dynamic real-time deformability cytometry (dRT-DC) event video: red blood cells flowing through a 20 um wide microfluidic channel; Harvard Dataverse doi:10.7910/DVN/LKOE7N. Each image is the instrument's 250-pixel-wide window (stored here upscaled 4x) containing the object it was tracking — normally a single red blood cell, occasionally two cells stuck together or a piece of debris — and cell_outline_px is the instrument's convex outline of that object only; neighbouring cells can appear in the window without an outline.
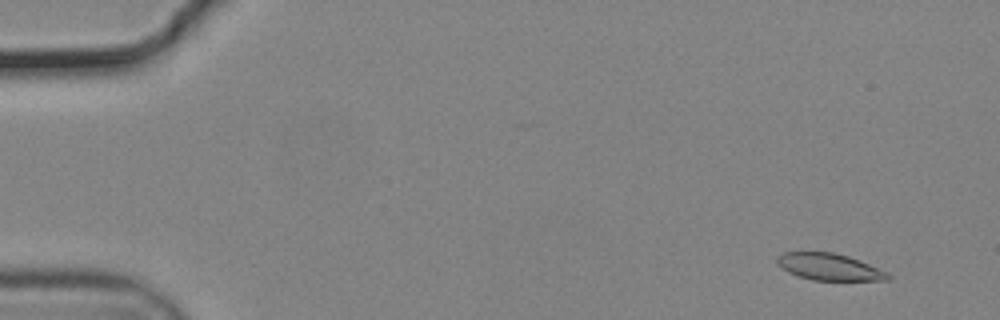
{"species": "common noctule bat (a hibernating species)", "species_latin": "Nyctalus noctula", "temperature_condition": "cold", "stored_images_in_passage": 7, "camera_frame_rate_fps": 3000, "um_per_image_px": 0.085, "animal": {"sex": "male", "body_mass_g": 19.2, "forearm_length_mm": 51.8}, "frame": {"image": 1, "passage_image": 5, "time_ms": 1.333, "image_size_px": [1000, 320], "cell_outline_px": [[892, 276], [888, 280], [812, 280], [788, 272], [776, 264], [776, 256], [784, 252], [832, 252], [848, 256], [860, 260], [888, 272]], "centroid_in_image_um": [70.48, 22.68], "position_along_channel_um": 14.5, "area_um2": 17.34}}